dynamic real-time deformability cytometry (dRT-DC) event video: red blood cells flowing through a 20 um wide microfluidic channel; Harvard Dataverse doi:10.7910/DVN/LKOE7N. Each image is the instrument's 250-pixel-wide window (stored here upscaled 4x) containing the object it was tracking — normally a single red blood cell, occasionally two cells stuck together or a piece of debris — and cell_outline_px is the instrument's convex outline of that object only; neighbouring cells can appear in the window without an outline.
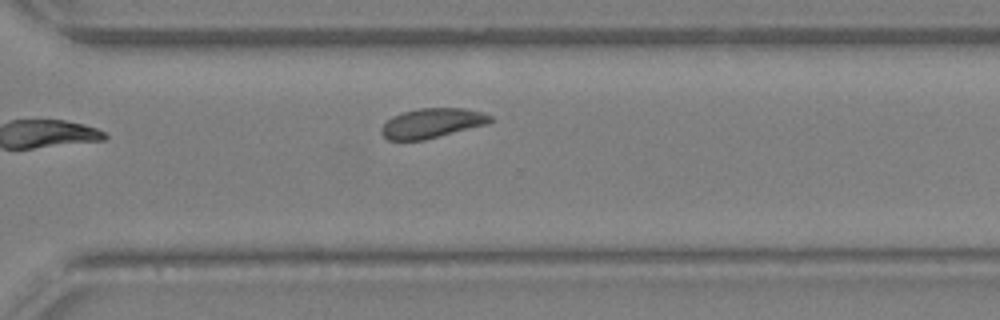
{"species": "Egyptian fruit bat (a non-hibernating species)", "species_latin": "Rousettus aegyptiacus", "temperature_condition": "warm", "stored_images_in_passage": 16, "camera_frame_rate_fps": 3000, "um_per_image_px": 0.085, "animal": {"sex": "female"}, "frame": {"image": 1, "passage_image": 16, "time_ms": 5.0, "image_size_px": [1000, 320], "cell_outline_px": [[492, 120], [488, 124], [424, 140], [388, 140], [380, 132], [380, 128], [392, 116], [400, 112], [420, 108], [464, 108], [484, 112], [492, 116]], "centroid_in_image_um": [36.72, 10.46], "position_along_channel_um": 333.9, "area_um2": 18.96}}